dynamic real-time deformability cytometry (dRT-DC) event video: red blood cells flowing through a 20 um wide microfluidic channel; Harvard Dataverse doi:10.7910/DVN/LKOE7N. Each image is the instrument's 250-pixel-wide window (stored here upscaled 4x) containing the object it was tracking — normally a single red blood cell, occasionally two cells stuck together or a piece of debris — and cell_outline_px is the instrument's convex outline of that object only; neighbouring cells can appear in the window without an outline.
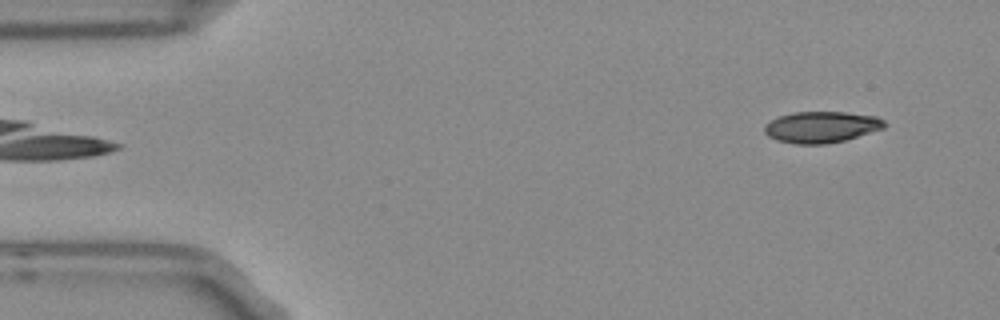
{"species": "Egyptian fruit bat (a non-hibernating species)", "species_latin": "Rousettus aegyptiacus", "temperature_condition": "room temperature", "stored_images_in_passage": 2, "camera_frame_rate_fps": 3000, "um_per_image_px": 0.085, "frame": {"image": 1, "passage_image": 2, "time_ms": 0.333, "image_size_px": [1000, 320], "cell_outline_px": [[888, 124], [884, 128], [844, 140], [824, 144], [796, 144], [776, 140], [768, 136], [764, 132], [764, 124], [780, 116], [792, 112], [844, 112], [876, 116], [884, 120]], "centroid_in_image_um": [69.81, 10.79], "position_along_channel_um": 15.2, "area_um2": 21.85}}